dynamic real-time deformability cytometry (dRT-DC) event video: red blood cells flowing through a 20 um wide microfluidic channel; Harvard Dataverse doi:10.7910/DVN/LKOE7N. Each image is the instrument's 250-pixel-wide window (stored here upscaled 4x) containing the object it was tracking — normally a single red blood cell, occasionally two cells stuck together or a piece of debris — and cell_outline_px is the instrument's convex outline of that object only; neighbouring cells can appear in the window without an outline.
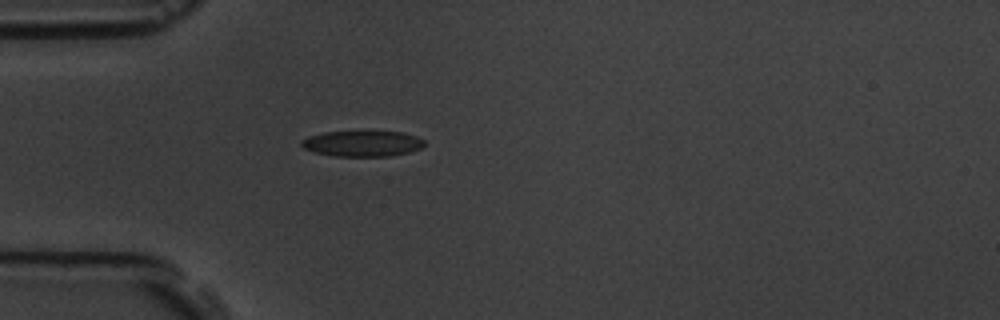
{"species": "common noctule bat (a hibernating species)", "species_latin": "Nyctalus noctula", "temperature_condition": "room temperature", "stored_images_in_passage": 4, "camera_frame_rate_fps": 3000, "um_per_image_px": 0.085, "animal": {"sex": "male", "body_mass_g": 19.5, "forearm_length_mm": 54.6}, "frame": {"image": 1, "passage_image": 4, "time_ms": 3.333, "image_size_px": [1000, 320], "cell_outline_px": [[424, 144], [420, 148], [408, 152], [388, 156], [336, 156], [316, 152], [304, 148], [300, 144], [300, 140], [308, 136], [324, 132], [404, 132], [416, 136], [424, 140]], "centroid_in_image_um": [30.78, 12.2], "position_along_channel_um": 54.2, "area_um2": 18.21}}